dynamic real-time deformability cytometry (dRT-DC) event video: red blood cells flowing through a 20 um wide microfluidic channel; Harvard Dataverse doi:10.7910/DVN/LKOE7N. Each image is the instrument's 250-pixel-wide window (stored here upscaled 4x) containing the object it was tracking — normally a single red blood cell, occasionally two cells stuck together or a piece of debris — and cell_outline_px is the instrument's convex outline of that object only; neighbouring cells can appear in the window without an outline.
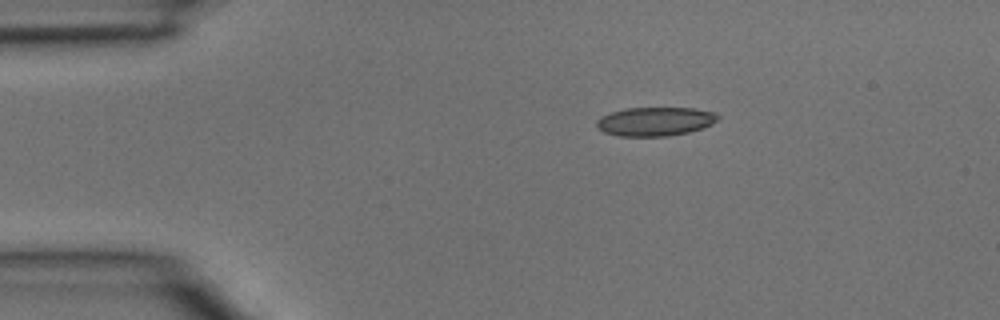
{"species": "common noctule bat (a hibernating species)", "species_latin": "Nyctalus noctula", "temperature_condition": "room temperature", "stored_images_in_passage": 2, "camera_frame_rate_fps": 3000, "um_per_image_px": 0.085, "animal": {"sex": "male", "body_mass_g": 15.6}, "frame": {"image": 1, "passage_image": 2, "time_ms": 0.333, "image_size_px": [1000, 320], "cell_outline_px": [[720, 120], [712, 124], [688, 132], [668, 136], [620, 136], [604, 132], [596, 128], [596, 120], [600, 116], [624, 108], [696, 108], [716, 112], [720, 116]], "centroid_in_image_um": [55.7, 10.31], "position_along_channel_um": 29.3, "area_um2": 20.58}}